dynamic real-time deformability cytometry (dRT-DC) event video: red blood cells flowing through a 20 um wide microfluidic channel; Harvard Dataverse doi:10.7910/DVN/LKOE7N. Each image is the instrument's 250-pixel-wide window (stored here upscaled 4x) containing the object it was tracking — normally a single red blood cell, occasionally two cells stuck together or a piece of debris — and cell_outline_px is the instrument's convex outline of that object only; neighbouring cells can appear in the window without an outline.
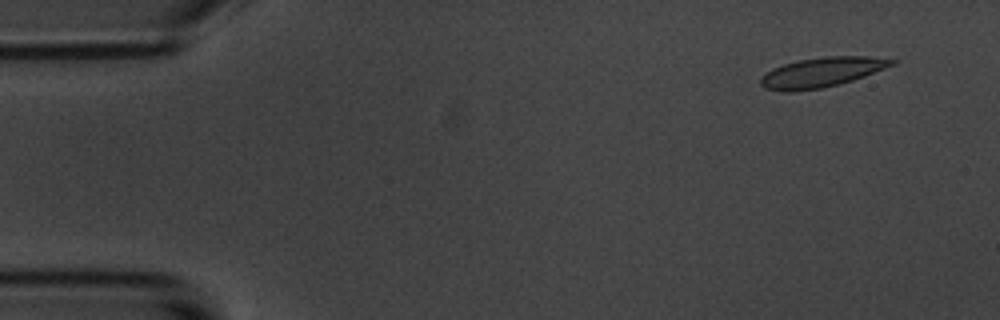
{"species": "common noctule bat (a hibernating species)", "species_latin": "Nyctalus noctula", "temperature_condition": "room temperature", "stored_images_in_passage": 53, "camera_frame_rate_fps": 3000, "um_per_image_px": 0.085, "animal": {"sex": "male", "body_mass_g": 20.1, "forearm_length_mm": 53.5}, "frame": {"image": 1, "passage_image": 1, "time_ms": 0.0, "image_size_px": [1000, 320], "cell_outline_px": [[896, 64], [864, 76], [852, 80], [820, 88], [788, 92], [784, 92], [764, 88], [760, 84], [760, 80], [772, 68], [784, 64], [800, 60], [824, 56], [868, 56], [896, 60]], "centroid_in_image_um": [69.84, 6.14], "position_along_channel_um": 15.2, "area_um2": 22.43}}
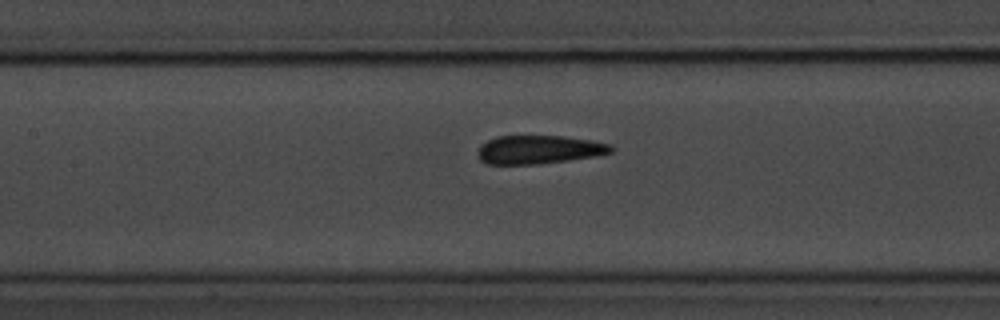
{"frame": {"image": 2, "passage_image": 22, "time_ms": 7.0, "image_size_px": [1000, 320], "cell_outline_px": [[612, 152], [596, 156], [540, 164], [488, 164], [480, 160], [476, 152], [480, 144], [496, 136], [560, 136], [592, 140], [608, 144], [612, 148]], "centroid_in_image_um": [45.75, 12.72], "position_along_channel_um": 161.6, "area_um2": 22.14}}
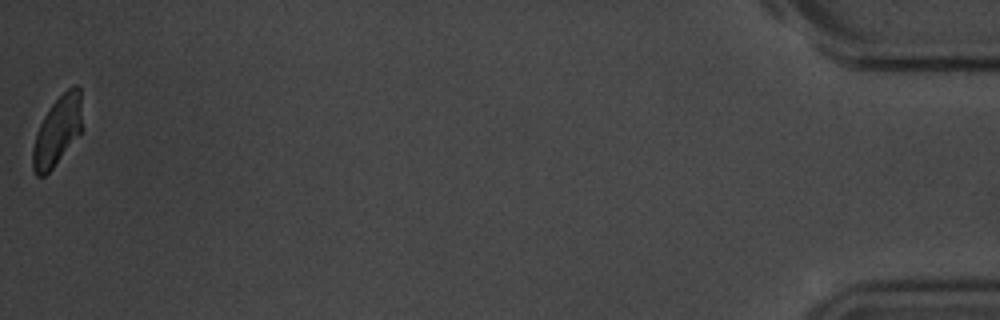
{"frame": {"image": 3, "passage_image": 53, "time_ms": 17.333, "image_size_px": [1000, 320], "cell_outline_px": [[84, 128], [52, 168], [44, 176], [36, 176], [32, 168], [32, 148], [36, 132], [44, 116], [52, 104], [72, 84], [76, 84], [80, 88]], "centroid_in_image_um": [4.9, 11.1], "position_along_channel_um": 430.3, "area_um2": 20.11}, "authors_computed_cell_mechanics": {"area_um2": 22.4264, "velocity_mm_per_s": 3.5367, "shape_relaxation_time_tau1_ms": 4.9951, "shape_relaxation_time_tau2_ms": 2.6277, "deformation_change_tau1": 0.1533, "deformation_change_tau2": 0.0577}}